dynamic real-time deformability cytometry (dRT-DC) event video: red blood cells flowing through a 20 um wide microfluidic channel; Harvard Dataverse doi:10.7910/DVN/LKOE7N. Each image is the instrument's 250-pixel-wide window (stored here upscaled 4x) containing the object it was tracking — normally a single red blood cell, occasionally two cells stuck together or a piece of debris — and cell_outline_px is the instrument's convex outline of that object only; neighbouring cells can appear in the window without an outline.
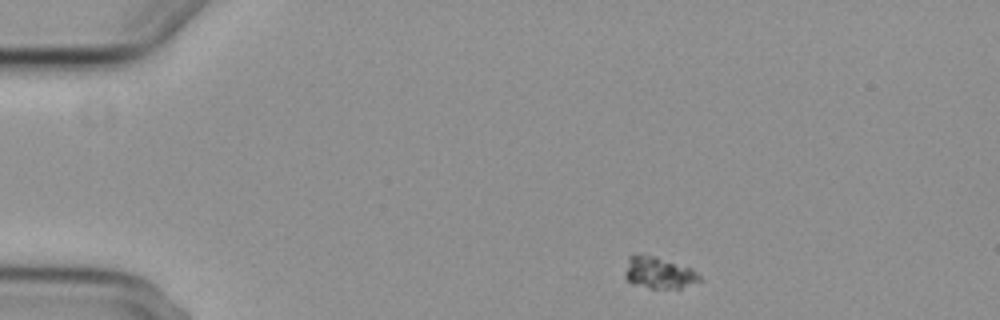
{"species": "common noctule bat (a hibernating species)", "species_latin": "Nyctalus noctula", "temperature_condition": "cold", "stored_images_in_passage": 3, "camera_frame_rate_fps": 3000, "um_per_image_px": 0.085, "animal": {"sex": "female", "body_mass_g": 29.2, "forearm_length_mm": 56.3}, "frame": {"image": 1, "passage_image": 1, "time_ms": 0.0, "image_size_px": [1000, 320], "cell_outline_px": [[704, 280], [680, 288], [652, 288], [632, 284], [624, 276], [624, 272], [628, 256], [644, 252], [692, 268]], "centroid_in_image_um": [55.98, 23.15], "position_along_channel_um": 29.0, "area_um2": 14.1}}